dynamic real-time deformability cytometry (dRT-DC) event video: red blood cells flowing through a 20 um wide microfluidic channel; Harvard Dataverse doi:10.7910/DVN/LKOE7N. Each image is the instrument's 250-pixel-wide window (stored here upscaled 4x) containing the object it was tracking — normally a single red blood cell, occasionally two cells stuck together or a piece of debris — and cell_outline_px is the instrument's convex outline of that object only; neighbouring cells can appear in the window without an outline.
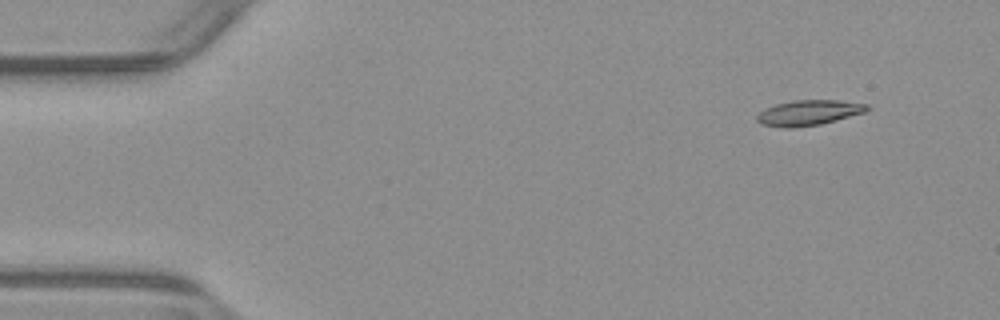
{"species": "common noctule bat (a hibernating species)", "species_latin": "Nyctalus noctula", "temperature_condition": "warm", "stored_images_in_passage": 53, "camera_frame_rate_fps": 3000, "um_per_image_px": 0.085, "animal": {"sex": "male", "body_mass_g": 23.1, "forearm_length_mm": 52.7}, "frame": {"image": 1, "passage_image": 5, "time_ms": 1.333, "image_size_px": [1000, 320], "cell_outline_px": [[872, 108], [864, 112], [836, 120], [820, 124], [792, 128], [784, 128], [764, 124], [756, 120], [756, 116], [764, 108], [776, 104], [792, 100], [840, 100], [868, 104]], "centroid_in_image_um": [68.75, 9.57], "position_along_channel_um": 16.3, "area_um2": 16.24}}
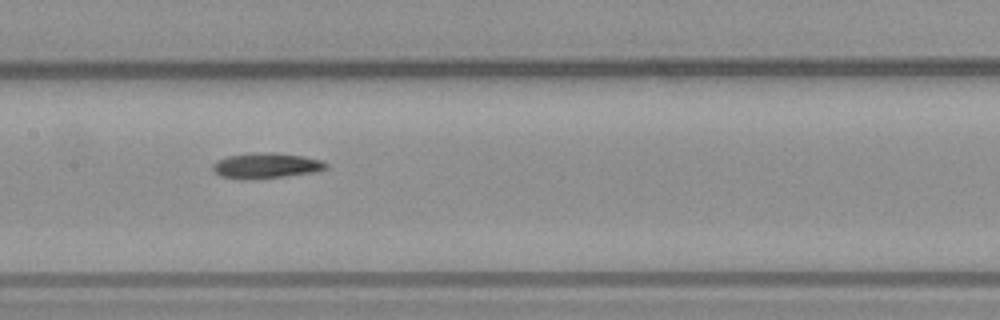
{"frame": {"image": 2, "passage_image": 26, "time_ms": 8.333, "image_size_px": [1000, 320], "cell_outline_px": [[328, 168], [312, 172], [284, 176], [244, 180], [220, 176], [212, 168], [212, 164], [228, 156], [252, 152], [272, 152], [304, 156], [320, 160], [328, 164]], "centroid_in_image_um": [22.61, 14.07], "position_along_channel_um": 184.8, "area_um2": 16.7}}
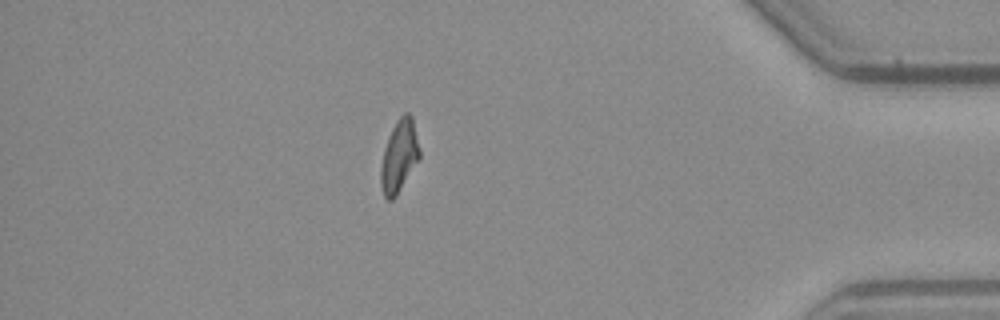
{"frame": {"image": 3, "passage_image": 46, "time_ms": 15.0, "image_size_px": [1000, 320], "cell_outline_px": [[420, 156], [396, 196], [392, 200], [388, 200], [384, 196], [380, 184], [380, 168], [384, 148], [388, 136], [396, 120], [404, 112], [408, 112], [412, 116], [420, 148]], "centroid_in_image_um": [33.91, 13.24], "position_along_channel_um": 401.3, "area_um2": 16.3}}